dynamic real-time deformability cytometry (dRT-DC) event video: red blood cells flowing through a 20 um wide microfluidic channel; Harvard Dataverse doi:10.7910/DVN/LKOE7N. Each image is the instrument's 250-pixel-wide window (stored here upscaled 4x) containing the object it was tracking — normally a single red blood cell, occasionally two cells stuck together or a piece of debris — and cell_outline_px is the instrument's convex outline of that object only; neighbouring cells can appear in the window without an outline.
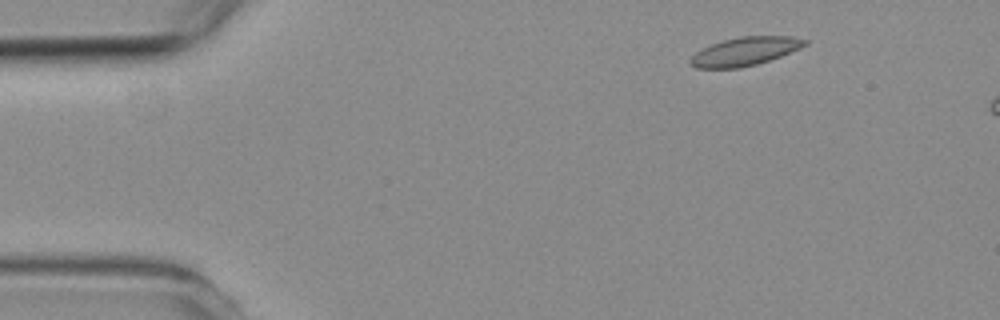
{"species": "common noctule bat (a hibernating species)", "species_latin": "Nyctalus noctula", "temperature_condition": "room temperature", "stored_images_in_passage": 3, "camera_frame_rate_fps": 3000, "um_per_image_px": 0.085, "animal": {"sex": "female", "body_mass_g": 19.3, "forearm_length_mm": 54.1}, "frame": {"image": 1, "passage_image": 1, "time_ms": 0.0, "image_size_px": [1000, 320], "cell_outline_px": [[808, 44], [800, 48], [780, 56], [756, 64], [736, 68], [696, 68], [688, 60], [696, 52], [712, 44], [724, 40], [740, 36], [792, 36], [808, 40]], "centroid_in_image_um": [63.34, 4.36], "position_along_channel_um": 21.7, "area_um2": 18.73}}